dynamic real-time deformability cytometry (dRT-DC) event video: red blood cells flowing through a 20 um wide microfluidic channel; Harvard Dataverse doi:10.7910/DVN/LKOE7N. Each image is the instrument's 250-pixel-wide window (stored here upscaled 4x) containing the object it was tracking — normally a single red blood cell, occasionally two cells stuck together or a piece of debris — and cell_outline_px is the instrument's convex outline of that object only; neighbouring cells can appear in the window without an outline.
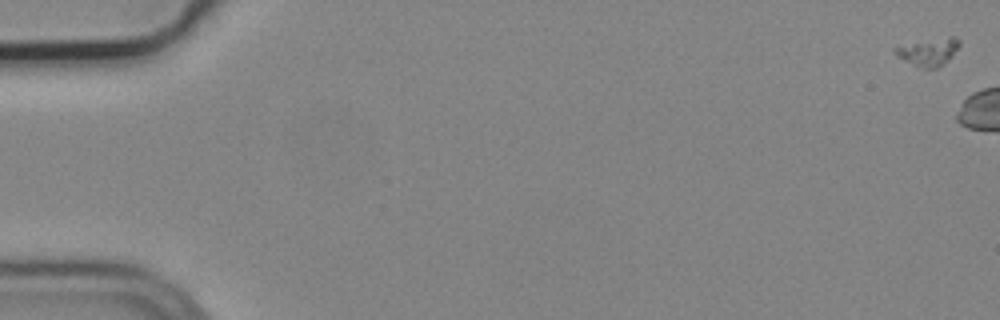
{"species": "common noctule bat (a hibernating species)", "species_latin": "Nyctalus noctula", "temperature_condition": "cold", "stored_images_in_passage": 3, "camera_frame_rate_fps": 3000, "um_per_image_px": 0.085, "animal": {"sex": "male", "body_mass_g": 19.2, "forearm_length_mm": 51.8}, "frame": {"image": 1, "passage_image": 1, "time_ms": 0.0, "image_size_px": [1000, 320], "cell_outline_px": [[960, 44], [952, 56], [944, 64], [936, 68], [920, 68], [896, 56], [892, 52], [892, 48], [952, 36], [956, 36], [960, 40]], "centroid_in_image_um": [78.94, 4.44], "position_along_channel_um": 6.1, "area_um2": 10.0}}